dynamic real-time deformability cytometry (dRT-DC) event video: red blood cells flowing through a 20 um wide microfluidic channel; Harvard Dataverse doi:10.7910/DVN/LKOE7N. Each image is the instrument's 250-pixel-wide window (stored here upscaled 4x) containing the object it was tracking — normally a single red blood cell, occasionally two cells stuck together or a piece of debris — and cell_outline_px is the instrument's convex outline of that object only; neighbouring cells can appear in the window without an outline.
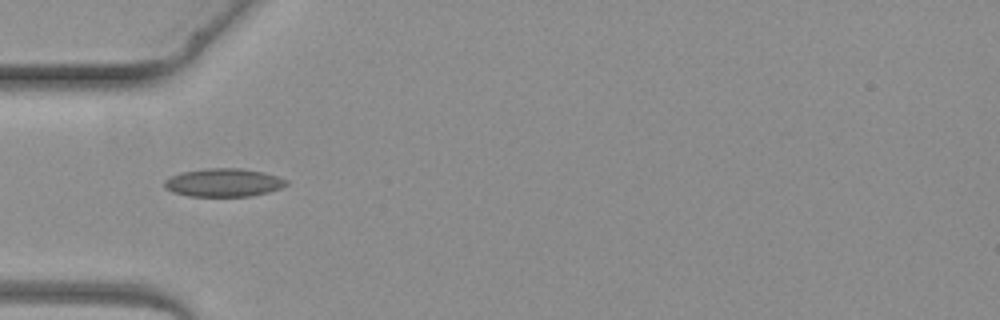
{"species": "common noctule bat (a hibernating species)", "species_latin": "Nyctalus noctula", "temperature_condition": "warm", "stored_images_in_passage": 3, "camera_frame_rate_fps": 3000, "um_per_image_px": 0.085, "animal": {"sex": "female", "body_mass_g": 19.3, "forearm_length_mm": 54.1}, "frame": {"image": 1, "passage_image": 3, "time_ms": 2.667, "image_size_px": [1000, 320], "cell_outline_px": [[288, 184], [280, 188], [268, 192], [252, 196], [188, 196], [172, 192], [164, 188], [164, 180], [172, 176], [184, 172], [208, 168], [240, 168], [264, 172], [288, 180]], "centroid_in_image_um": [19.01, 15.52], "position_along_channel_um": 66.0, "area_um2": 20.0}}